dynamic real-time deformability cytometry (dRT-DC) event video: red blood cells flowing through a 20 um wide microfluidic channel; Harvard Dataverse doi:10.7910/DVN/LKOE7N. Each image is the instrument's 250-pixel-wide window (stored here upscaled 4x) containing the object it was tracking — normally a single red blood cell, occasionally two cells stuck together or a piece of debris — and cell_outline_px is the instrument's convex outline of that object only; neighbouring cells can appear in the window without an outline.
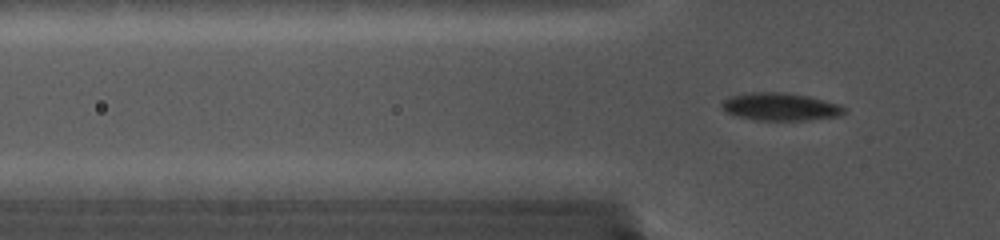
{"species": "common noctule bat (a hibernating species)", "species_latin": "Nyctalus noctula", "temperature_condition": "cold", "stored_images_in_passage": 93, "camera_frame_rate_fps": 5000, "um_per_image_px": 0.085, "animal": {"sex": "female", "body_mass_g": 19.0, "forearm_length_mm": 56.7}, "frame": {"image": 1, "passage_image": 35, "time_ms": 5.6, "image_size_px": [1000, 240], "cell_outline_px": [[844, 112], [840, 116], [808, 120], [752, 120], [736, 116], [728, 112], [720, 104], [724, 100], [732, 96], [752, 92], [784, 92], [808, 96], [840, 104], [844, 108]], "centroid_in_image_um": [66.34, 9.08], "position_along_channel_um": 59.5, "area_um2": 19.65}}
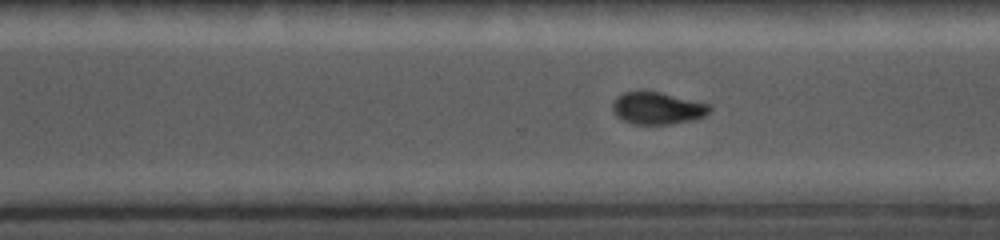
{"frame": {"image": 2, "passage_image": 77, "time_ms": 12.4, "image_size_px": [1000, 240], "cell_outline_px": [[712, 108], [704, 116], [692, 120], [672, 124], [636, 124], [620, 120], [612, 112], [612, 104], [624, 92], [660, 92], [712, 104]], "centroid_in_image_um": [55.91, 9.21], "position_along_channel_um": 314.7, "area_um2": 18.15}}
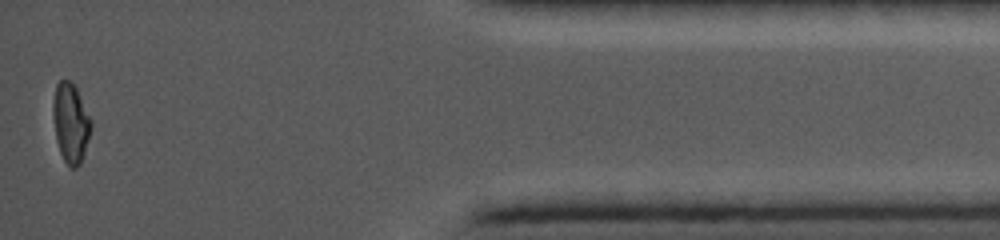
{"frame": {"image": 3, "passage_image": 93, "time_ms": 16.4, "image_size_px": [1000, 240], "cell_outline_px": [[92, 128], [80, 164], [76, 168], [72, 168], [64, 160], [60, 152], [56, 140], [52, 112], [52, 104], [56, 84], [60, 80], [68, 80], [76, 88], [92, 120]], "centroid_in_image_um": [6.0, 10.44], "position_along_channel_um": 429.2, "area_um2": 17.57}}